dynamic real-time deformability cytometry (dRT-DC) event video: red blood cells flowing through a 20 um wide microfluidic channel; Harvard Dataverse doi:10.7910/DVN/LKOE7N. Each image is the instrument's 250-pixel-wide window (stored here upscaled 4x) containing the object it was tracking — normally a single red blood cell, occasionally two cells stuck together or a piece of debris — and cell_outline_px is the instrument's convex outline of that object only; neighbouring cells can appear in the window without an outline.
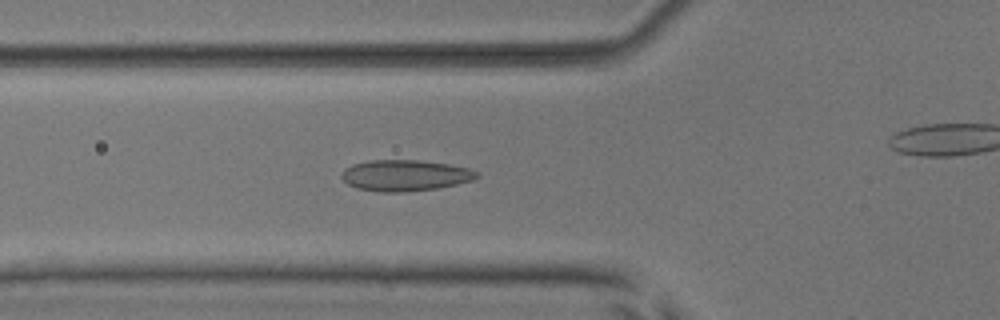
{"species": "common noctule bat (a hibernating species)", "species_latin": "Nyctalus noctula", "temperature_condition": "room temperature", "stored_images_in_passage": 43, "camera_frame_rate_fps": 3000, "um_per_image_px": 0.085, "animal": {"sex": "male", "body_mass_g": 17.9, "forearm_length_mm": 54.2}, "frame": {"image": 1, "passage_image": 19, "time_ms": 6.0, "image_size_px": [1000, 320], "cell_outline_px": [[480, 176], [472, 180], [456, 184], [436, 188], [400, 192], [380, 192], [356, 188], [348, 184], [340, 176], [340, 172], [344, 168], [352, 164], [368, 160], [416, 160], [448, 164], [468, 168], [480, 172]], "centroid_in_image_um": [34.4, 14.9], "position_along_channel_um": 91.4, "area_um2": 24.57}}
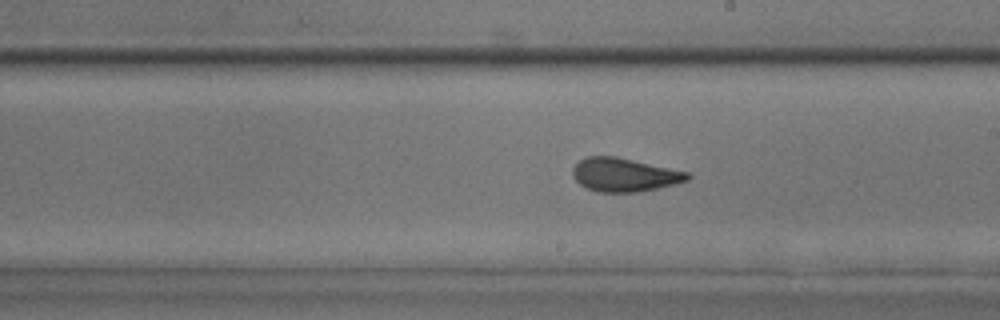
{"frame": {"image": 2, "passage_image": 30, "time_ms": 9.667, "image_size_px": [1000, 320], "cell_outline_px": [[692, 176], [688, 180], [676, 184], [636, 192], [596, 192], [580, 184], [572, 176], [572, 168], [580, 160], [588, 156], [616, 156], [688, 172]], "centroid_in_image_um": [53.06, 14.85], "position_along_channel_um": 235.9, "area_um2": 22.37}}
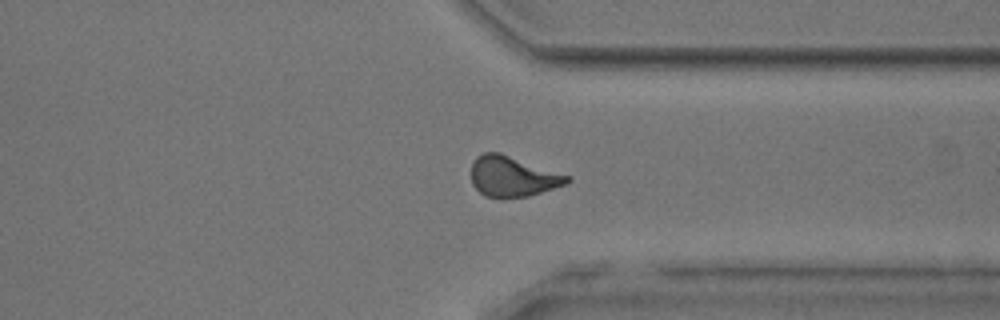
{"frame": {"image": 3, "passage_image": 40, "time_ms": 13.0, "image_size_px": [1000, 320], "cell_outline_px": [[572, 180], [568, 184], [528, 196], [500, 200], [484, 196], [472, 184], [472, 164], [476, 156], [484, 152], [500, 152], [572, 176]], "centroid_in_image_um": [43.6, 15.02], "position_along_channel_um": 367.8, "area_um2": 23.18}}